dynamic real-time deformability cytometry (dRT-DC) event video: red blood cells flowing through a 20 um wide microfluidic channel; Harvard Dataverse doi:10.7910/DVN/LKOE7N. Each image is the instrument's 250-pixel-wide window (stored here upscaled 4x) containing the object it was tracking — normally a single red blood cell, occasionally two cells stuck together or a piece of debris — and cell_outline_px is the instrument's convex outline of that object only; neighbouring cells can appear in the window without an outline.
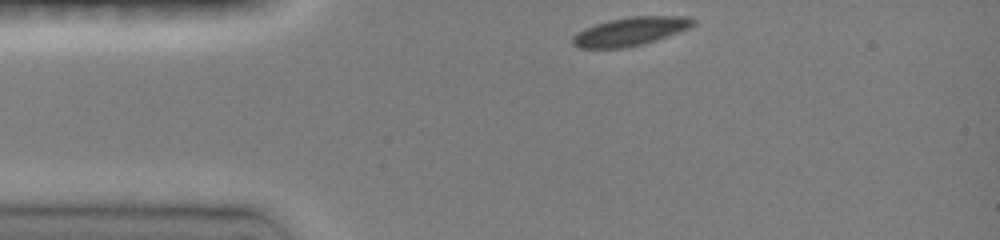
{"species": "common noctule bat (a hibernating species)", "species_latin": "Nyctalus noctula", "temperature_condition": "room temperature", "stored_images_in_passage": 11, "camera_frame_rate_fps": 3000, "um_per_image_px": 0.085, "animal": {"sex": "female", "body_mass_g": 19.0, "forearm_length_mm": 51.5}, "frame": {"image": 1, "passage_image": 1, "time_ms": 0.0, "image_size_px": [1000, 240], "cell_outline_px": [[696, 24], [688, 28], [668, 36], [644, 44], [624, 48], [580, 48], [572, 44], [572, 36], [596, 24], [608, 20], [632, 16], [692, 16], [696, 20]], "centroid_in_image_um": [53.64, 2.66], "position_along_channel_um": 31.4, "area_um2": 19.94}}
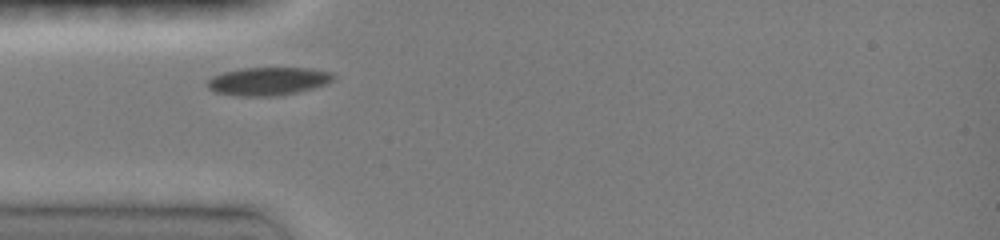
{"frame": {"image": 2, "passage_image": 5, "time_ms": 1.667, "image_size_px": [1000, 240], "cell_outline_px": [[336, 76], [328, 84], [296, 92], [276, 96], [232, 96], [216, 92], [208, 88], [204, 84], [212, 76], [224, 72], [240, 68], [312, 68], [332, 72]], "centroid_in_image_um": [22.78, 6.9], "position_along_channel_um": 62.2, "area_um2": 20.87}}
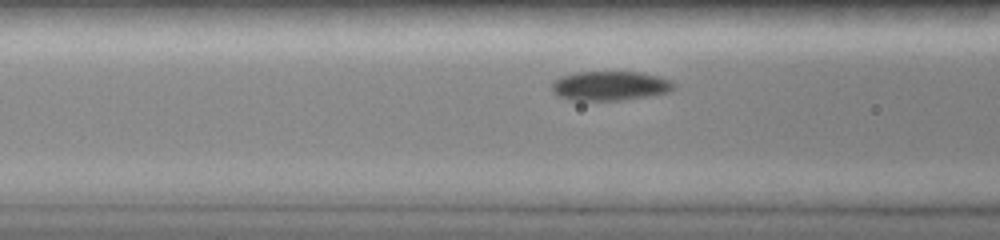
{"frame": {"image": 3, "passage_image": 9, "time_ms": 3.0, "image_size_px": [1000, 240], "cell_outline_px": [[676, 88], [668, 92], [648, 96], [620, 100], [568, 100], [552, 92], [552, 80], [560, 76], [576, 72], [640, 72], [672, 80]], "centroid_in_image_um": [51.83, 7.29], "position_along_channel_um": 114.8, "area_um2": 20.92}}